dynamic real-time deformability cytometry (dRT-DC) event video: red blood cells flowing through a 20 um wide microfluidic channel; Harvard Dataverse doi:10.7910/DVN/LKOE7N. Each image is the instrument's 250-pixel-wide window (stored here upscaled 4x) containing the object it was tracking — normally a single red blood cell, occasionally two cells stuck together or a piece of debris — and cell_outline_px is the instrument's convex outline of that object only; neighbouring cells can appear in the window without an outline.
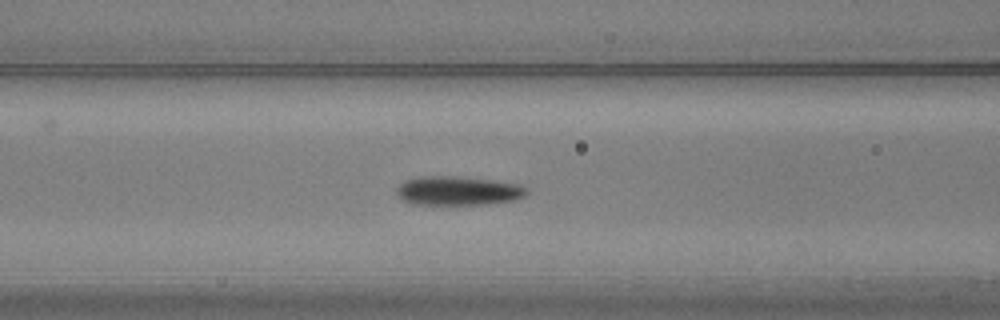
{"species": "common noctule bat (a hibernating species)", "species_latin": "Nyctalus noctula", "temperature_condition": "warm", "stored_images_in_passage": 40, "camera_frame_rate_fps": 3000, "um_per_image_px": 0.085, "animal": {"sex": "male", "body_mass_g": 20.5, "forearm_length_mm": 52.5}, "frame": {"image": 1, "passage_image": 17, "time_ms": 5.333, "image_size_px": [1000, 320], "cell_outline_px": [[528, 192], [524, 196], [512, 200], [492, 204], [412, 204], [400, 200], [396, 192], [396, 188], [404, 180], [420, 176], [456, 176], [492, 180], [520, 184], [528, 188]], "centroid_in_image_um": [38.91, 16.21], "position_along_channel_um": 127.7, "area_um2": 22.2}}
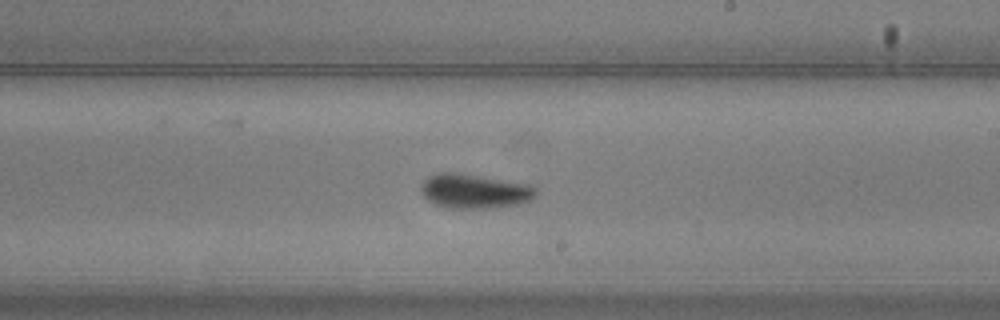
{"frame": {"image": 2, "passage_image": 26, "time_ms": 8.333, "image_size_px": [1000, 320], "cell_outline_px": [[540, 192], [532, 200], [520, 204], [488, 208], [448, 208], [436, 204], [428, 200], [420, 192], [420, 188], [424, 180], [428, 176], [436, 172], [452, 172], [480, 176], [532, 184]], "centroid_in_image_um": [40.37, 16.24], "position_along_channel_um": 248.6, "area_um2": 23.35}}
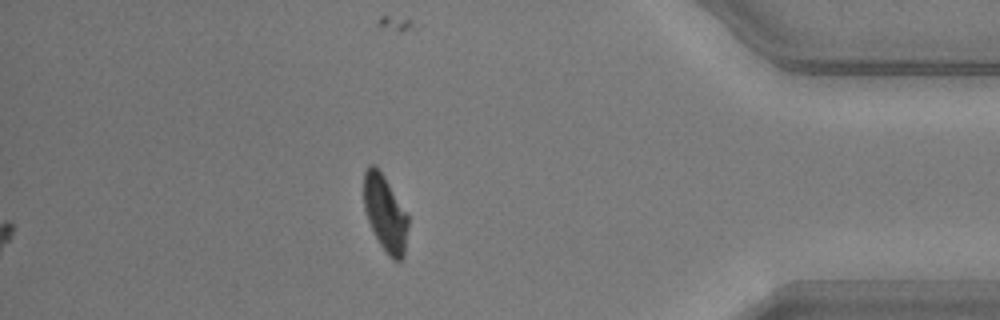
{"frame": {"image": 3, "passage_image": 40, "time_ms": 13.0, "image_size_px": [1000, 320], "cell_outline_px": [[408, 228], [404, 256], [400, 260], [392, 260], [388, 256], [380, 244], [368, 220], [364, 208], [364, 172], [368, 164], [376, 164], [384, 176], [408, 216]], "centroid_in_image_um": [32.73, 18.12], "position_along_channel_um": 402.5, "area_um2": 19.54}, "authors_computed_cell_mechanics": {"area_um2": 21.4727, "velocity_mm_per_s": 4.0293, "shape_relaxation_time_tau1_ms": 2.7113, "shape_relaxation_time_tau2_ms": 1.8381, "deformation_change_tau1": 0.1471, "deformation_change_tau2": 0.0608}}